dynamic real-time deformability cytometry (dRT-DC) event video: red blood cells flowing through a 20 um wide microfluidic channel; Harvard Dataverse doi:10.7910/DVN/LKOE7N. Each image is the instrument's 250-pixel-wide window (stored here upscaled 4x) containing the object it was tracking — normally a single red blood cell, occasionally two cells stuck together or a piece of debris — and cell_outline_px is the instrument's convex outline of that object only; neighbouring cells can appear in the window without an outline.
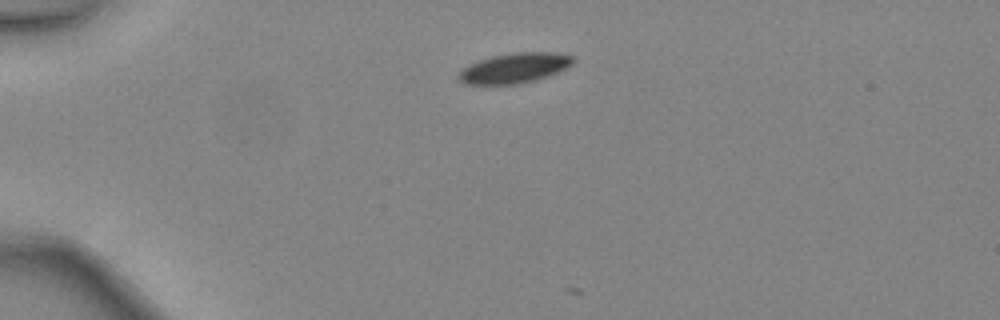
{"species": "common noctule bat (a hibernating species)", "species_latin": "Nyctalus noctula", "temperature_condition": "warm", "stored_images_in_passage": 2, "camera_frame_rate_fps": 3000, "um_per_image_px": 0.085, "animal": {"sex": "female", "body_mass_g": 24.6, "forearm_length_mm": 56.2}, "frame": {"image": 1, "passage_image": 1, "time_ms": 0.0, "image_size_px": [1000, 320], "cell_outline_px": [[576, 60], [572, 64], [548, 76], [536, 80], [520, 84], [464, 84], [460, 80], [460, 72], [468, 64], [492, 56], [512, 52], [556, 52], [572, 56]], "centroid_in_image_um": [43.76, 5.77], "position_along_channel_um": 41.2, "area_um2": 19.94}}